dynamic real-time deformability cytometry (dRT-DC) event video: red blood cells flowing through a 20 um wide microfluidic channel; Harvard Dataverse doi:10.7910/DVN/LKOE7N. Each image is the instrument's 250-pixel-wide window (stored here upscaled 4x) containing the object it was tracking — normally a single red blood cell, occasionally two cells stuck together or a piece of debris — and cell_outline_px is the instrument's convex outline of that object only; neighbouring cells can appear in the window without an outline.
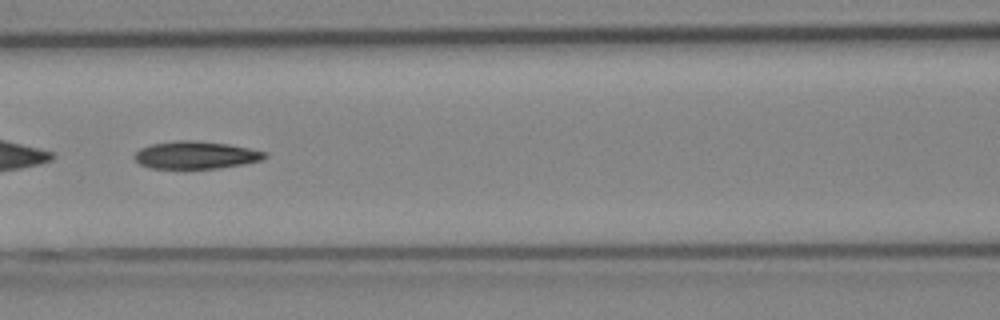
{"species": "Egyptian fruit bat (a non-hibernating species)", "species_latin": "Rousettus aegyptiacus", "temperature_condition": "cold", "stored_images_in_passage": 36, "camera_frame_rate_fps": 3000, "um_per_image_px": 0.085, "animal": {"sex": "female"}, "frame": {"image": 1, "passage_image": 22, "time_ms": 7.0, "image_size_px": [1000, 320], "cell_outline_px": [[268, 156], [260, 160], [244, 164], [216, 168], [148, 168], [140, 164], [132, 156], [140, 148], [152, 144], [176, 140], [192, 140], [228, 144], [248, 148], [264, 152]], "centroid_in_image_um": [16.6, 13.18], "position_along_channel_um": 150.0, "area_um2": 20.75}}
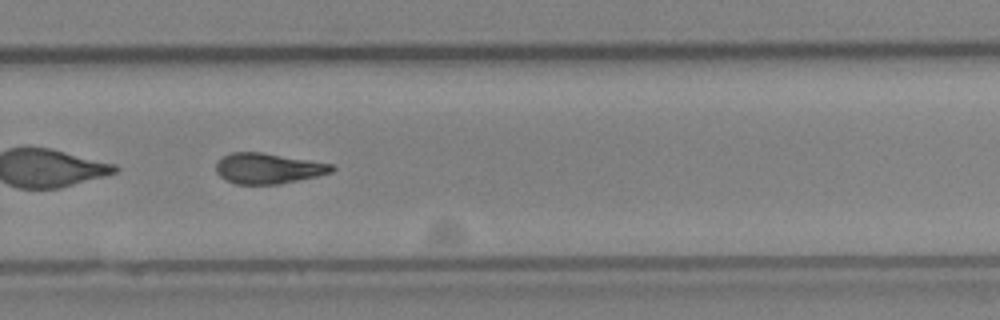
{"frame": {"image": 2, "passage_image": 34, "time_ms": 11.0, "image_size_px": [1000, 320], "cell_outline_px": [[336, 168], [332, 172], [316, 176], [280, 184], [236, 184], [220, 176], [216, 172], [216, 164], [224, 156], [232, 152], [260, 152], [332, 164]], "centroid_in_image_um": [22.79, 14.32], "position_along_channel_um": 307.0, "area_um2": 20.29}}